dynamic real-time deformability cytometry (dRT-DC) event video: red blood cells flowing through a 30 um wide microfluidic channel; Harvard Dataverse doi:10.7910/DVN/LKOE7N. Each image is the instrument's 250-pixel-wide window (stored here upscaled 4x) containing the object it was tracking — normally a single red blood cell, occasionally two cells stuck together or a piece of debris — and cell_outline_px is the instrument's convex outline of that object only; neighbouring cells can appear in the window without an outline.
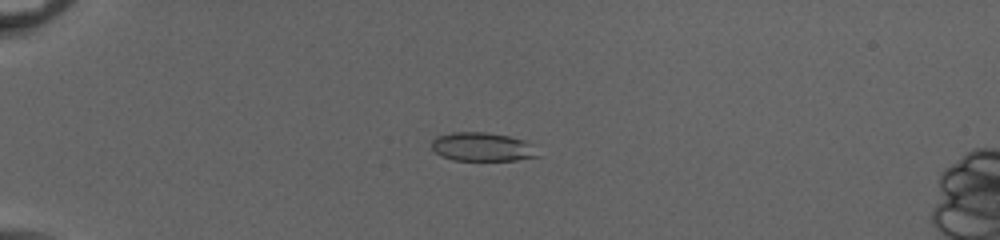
{"species": "common noctule bat (a hibernating species)", "species_latin": "Nyctalus noctula", "temperature_condition": "cold", "stored_images_in_passage": 53, "camera_frame_rate_fps": 3000, "um_per_image_px": 0.085, "animal": {"sex": "female", "body_mass_g": 20.0, "forearm_length_mm": 54.0}, "frame": {"image": 1, "passage_image": 16, "time_ms": 5.0, "image_size_px": [1000, 240], "cell_outline_px": [[544, 156], [516, 160], [452, 160], [440, 156], [432, 148], [432, 140], [436, 136], [452, 132], [484, 132], [508, 136], [524, 140], [532, 144]], "centroid_in_image_um": [41.04, 12.49], "position_along_channel_um": 44.0, "area_um2": 18.03}}
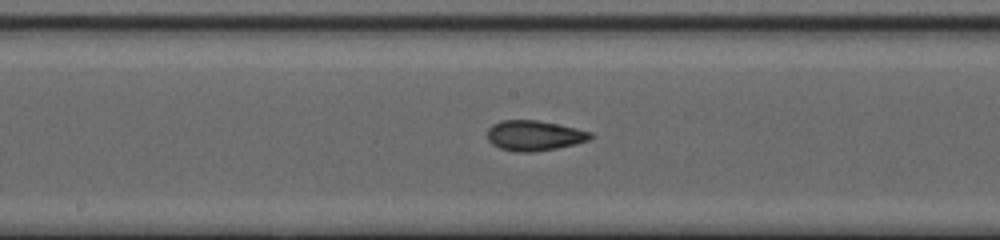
{"frame": {"image": 2, "passage_image": 31, "time_ms": 10.0, "image_size_px": [1000, 240], "cell_outline_px": [[596, 136], [588, 140], [576, 144], [556, 148], [532, 152], [516, 152], [500, 148], [492, 144], [488, 140], [488, 128], [492, 124], [500, 120], [536, 120], [576, 128], [592, 132]], "centroid_in_image_um": [45.42, 11.52], "position_along_channel_um": 202.8, "area_um2": 18.21}}
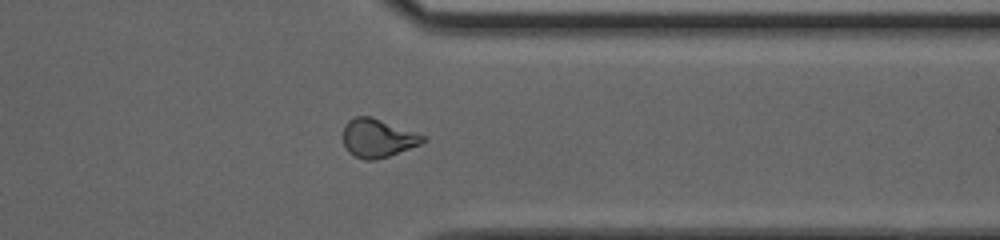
{"frame": {"image": 3, "passage_image": 44, "time_ms": 14.333, "image_size_px": [1000, 240], "cell_outline_px": [[428, 140], [420, 144], [388, 156], [376, 160], [364, 160], [348, 152], [344, 144], [344, 124], [348, 120], [356, 116], [372, 116], [424, 136]], "centroid_in_image_um": [32.08, 11.73], "position_along_channel_um": 379.3, "area_um2": 17.69}, "authors_computed_cell_mechanics": {"area_um2": 18.207, "velocity_mm_per_s": 4.0946, "shape_relaxation_time_tau1_ms": 7.6626, "shape_relaxation_time_tau2_ms": 1.2601, "deformation_change_tau1": 0.1601, "deformation_change_tau2": 0.0609}}